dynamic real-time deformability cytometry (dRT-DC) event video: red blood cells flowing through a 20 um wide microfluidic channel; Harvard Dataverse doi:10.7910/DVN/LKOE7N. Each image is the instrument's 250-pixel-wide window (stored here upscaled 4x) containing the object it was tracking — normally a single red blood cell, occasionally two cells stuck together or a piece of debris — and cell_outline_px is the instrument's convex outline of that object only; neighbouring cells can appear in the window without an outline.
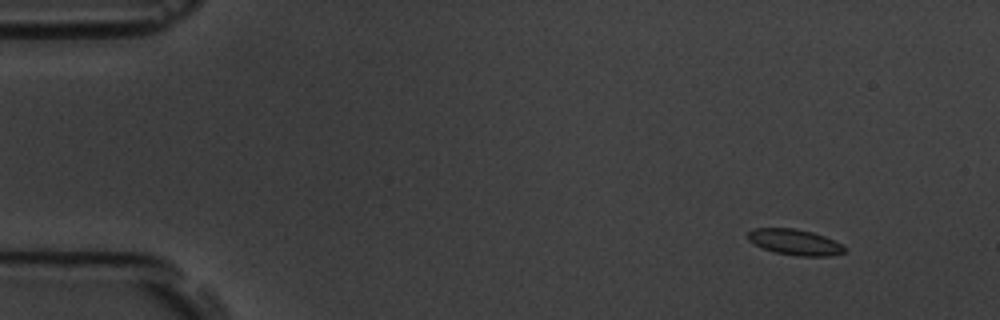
{"species": "common noctule bat (a hibernating species)", "species_latin": "Nyctalus noctula", "temperature_condition": "room temperature", "stored_images_in_passage": 4, "camera_frame_rate_fps": 3000, "um_per_image_px": 0.085, "animal": {"sex": "male", "body_mass_g": 19.5, "forearm_length_mm": 54.6}, "frame": {"image": 1, "passage_image": 1, "time_ms": 0.0, "image_size_px": [1000, 320], "cell_outline_px": [[848, 248], [844, 252], [832, 256], [800, 256], [776, 252], [764, 248], [748, 240], [748, 232], [752, 228], [796, 228], [812, 232], [824, 236]], "centroid_in_image_um": [67.58, 20.57], "position_along_channel_um": 17.4, "area_um2": 14.39}}
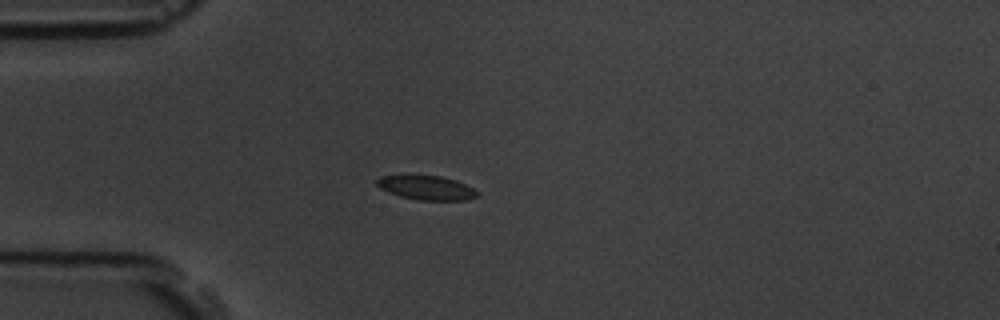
{"frame": {"image": 2, "passage_image": 4, "time_ms": 3.333, "image_size_px": [1000, 320], "cell_outline_px": [[480, 196], [468, 200], [420, 200], [400, 196], [388, 192], [380, 188], [376, 184], [376, 180], [380, 176], [440, 176], [456, 180], [480, 192]], "centroid_in_image_um": [36.29, 15.97], "position_along_channel_um": 48.7, "area_um2": 14.05}}